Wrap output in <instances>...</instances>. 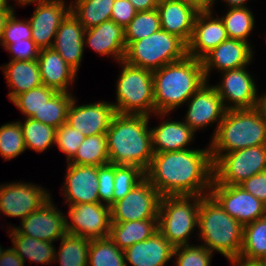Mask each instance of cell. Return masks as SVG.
Listing matches in <instances>:
<instances>
[{
	"mask_svg": "<svg viewBox=\"0 0 266 266\" xmlns=\"http://www.w3.org/2000/svg\"><path fill=\"white\" fill-rule=\"evenodd\" d=\"M145 178L162 196L208 195L213 181L210 147L154 153Z\"/></svg>",
	"mask_w": 266,
	"mask_h": 266,
	"instance_id": "6da1fadb",
	"label": "cell"
},
{
	"mask_svg": "<svg viewBox=\"0 0 266 266\" xmlns=\"http://www.w3.org/2000/svg\"><path fill=\"white\" fill-rule=\"evenodd\" d=\"M149 119L146 115H114L106 132L110 164L133 165L147 171L154 156Z\"/></svg>",
	"mask_w": 266,
	"mask_h": 266,
	"instance_id": "7a4b0ae2",
	"label": "cell"
},
{
	"mask_svg": "<svg viewBox=\"0 0 266 266\" xmlns=\"http://www.w3.org/2000/svg\"><path fill=\"white\" fill-rule=\"evenodd\" d=\"M155 113L166 117L184 104L206 82L202 61L185 56L152 71Z\"/></svg>",
	"mask_w": 266,
	"mask_h": 266,
	"instance_id": "3957f363",
	"label": "cell"
},
{
	"mask_svg": "<svg viewBox=\"0 0 266 266\" xmlns=\"http://www.w3.org/2000/svg\"><path fill=\"white\" fill-rule=\"evenodd\" d=\"M244 226L226 213L210 195L202 196L198 213L199 238L211 252L227 259L240 255Z\"/></svg>",
	"mask_w": 266,
	"mask_h": 266,
	"instance_id": "277c9868",
	"label": "cell"
},
{
	"mask_svg": "<svg viewBox=\"0 0 266 266\" xmlns=\"http://www.w3.org/2000/svg\"><path fill=\"white\" fill-rule=\"evenodd\" d=\"M211 141V158L215 154L266 145V120L256 108L226 110Z\"/></svg>",
	"mask_w": 266,
	"mask_h": 266,
	"instance_id": "5b68a950",
	"label": "cell"
},
{
	"mask_svg": "<svg viewBox=\"0 0 266 266\" xmlns=\"http://www.w3.org/2000/svg\"><path fill=\"white\" fill-rule=\"evenodd\" d=\"M185 56L187 44L178 36L160 29L140 40L126 42L124 61L154 71Z\"/></svg>",
	"mask_w": 266,
	"mask_h": 266,
	"instance_id": "8992f818",
	"label": "cell"
},
{
	"mask_svg": "<svg viewBox=\"0 0 266 266\" xmlns=\"http://www.w3.org/2000/svg\"><path fill=\"white\" fill-rule=\"evenodd\" d=\"M191 200L192 203H191ZM202 196H162L158 213V231L174 246L187 245L189 236L198 227Z\"/></svg>",
	"mask_w": 266,
	"mask_h": 266,
	"instance_id": "52a82bcc",
	"label": "cell"
},
{
	"mask_svg": "<svg viewBox=\"0 0 266 266\" xmlns=\"http://www.w3.org/2000/svg\"><path fill=\"white\" fill-rule=\"evenodd\" d=\"M117 80L116 98L112 103L118 114H155L152 71L129 65L124 60Z\"/></svg>",
	"mask_w": 266,
	"mask_h": 266,
	"instance_id": "ba28073f",
	"label": "cell"
},
{
	"mask_svg": "<svg viewBox=\"0 0 266 266\" xmlns=\"http://www.w3.org/2000/svg\"><path fill=\"white\" fill-rule=\"evenodd\" d=\"M212 184L239 185L251 176L266 171V145L215 154Z\"/></svg>",
	"mask_w": 266,
	"mask_h": 266,
	"instance_id": "9c48e42d",
	"label": "cell"
},
{
	"mask_svg": "<svg viewBox=\"0 0 266 266\" xmlns=\"http://www.w3.org/2000/svg\"><path fill=\"white\" fill-rule=\"evenodd\" d=\"M162 195L144 178L124 198L110 206L111 222L158 219Z\"/></svg>",
	"mask_w": 266,
	"mask_h": 266,
	"instance_id": "30bf717a",
	"label": "cell"
},
{
	"mask_svg": "<svg viewBox=\"0 0 266 266\" xmlns=\"http://www.w3.org/2000/svg\"><path fill=\"white\" fill-rule=\"evenodd\" d=\"M210 195L243 226L266 215V204L239 185L211 184Z\"/></svg>",
	"mask_w": 266,
	"mask_h": 266,
	"instance_id": "8fae6325",
	"label": "cell"
},
{
	"mask_svg": "<svg viewBox=\"0 0 266 266\" xmlns=\"http://www.w3.org/2000/svg\"><path fill=\"white\" fill-rule=\"evenodd\" d=\"M66 232L88 239L107 238L110 233V206L103 203H83L69 206Z\"/></svg>",
	"mask_w": 266,
	"mask_h": 266,
	"instance_id": "7c38bea8",
	"label": "cell"
},
{
	"mask_svg": "<svg viewBox=\"0 0 266 266\" xmlns=\"http://www.w3.org/2000/svg\"><path fill=\"white\" fill-rule=\"evenodd\" d=\"M51 198L41 186L18 182L0 185V213L23 220Z\"/></svg>",
	"mask_w": 266,
	"mask_h": 266,
	"instance_id": "4fadbf2b",
	"label": "cell"
},
{
	"mask_svg": "<svg viewBox=\"0 0 266 266\" xmlns=\"http://www.w3.org/2000/svg\"><path fill=\"white\" fill-rule=\"evenodd\" d=\"M36 2V9L28 19L32 40L40 50L51 48L60 23L70 12V5L66 7L64 0H34L22 5Z\"/></svg>",
	"mask_w": 266,
	"mask_h": 266,
	"instance_id": "5bb4252c",
	"label": "cell"
},
{
	"mask_svg": "<svg viewBox=\"0 0 266 266\" xmlns=\"http://www.w3.org/2000/svg\"><path fill=\"white\" fill-rule=\"evenodd\" d=\"M221 84L214 87L218 91L226 110L256 108L258 94L254 79L246 70V66L222 72ZM227 100V101H226ZM230 101L226 105V103ZM226 102V103H225Z\"/></svg>",
	"mask_w": 266,
	"mask_h": 266,
	"instance_id": "9a60e30c",
	"label": "cell"
},
{
	"mask_svg": "<svg viewBox=\"0 0 266 266\" xmlns=\"http://www.w3.org/2000/svg\"><path fill=\"white\" fill-rule=\"evenodd\" d=\"M188 111L184 122L196 132L211 123H217L215 133L222 121L226 108L223 101L214 86H209L206 82L197 92H195L187 101Z\"/></svg>",
	"mask_w": 266,
	"mask_h": 266,
	"instance_id": "2e32d148",
	"label": "cell"
},
{
	"mask_svg": "<svg viewBox=\"0 0 266 266\" xmlns=\"http://www.w3.org/2000/svg\"><path fill=\"white\" fill-rule=\"evenodd\" d=\"M21 227L14 228L22 235L52 243L67 233L66 216L57 210L51 199L40 209L25 217L21 221Z\"/></svg>",
	"mask_w": 266,
	"mask_h": 266,
	"instance_id": "e0dca14e",
	"label": "cell"
},
{
	"mask_svg": "<svg viewBox=\"0 0 266 266\" xmlns=\"http://www.w3.org/2000/svg\"><path fill=\"white\" fill-rule=\"evenodd\" d=\"M73 98L67 112V124L85 136L106 134L116 114L112 103L97 102L76 106Z\"/></svg>",
	"mask_w": 266,
	"mask_h": 266,
	"instance_id": "ac0fdd59",
	"label": "cell"
},
{
	"mask_svg": "<svg viewBox=\"0 0 266 266\" xmlns=\"http://www.w3.org/2000/svg\"><path fill=\"white\" fill-rule=\"evenodd\" d=\"M212 11H199L194 20L193 34L187 44V55L202 59L212 49L228 39L221 18H214Z\"/></svg>",
	"mask_w": 266,
	"mask_h": 266,
	"instance_id": "d6986e66",
	"label": "cell"
},
{
	"mask_svg": "<svg viewBox=\"0 0 266 266\" xmlns=\"http://www.w3.org/2000/svg\"><path fill=\"white\" fill-rule=\"evenodd\" d=\"M63 196L70 205L99 203L97 167L67 163ZM65 194V195H64Z\"/></svg>",
	"mask_w": 266,
	"mask_h": 266,
	"instance_id": "ffe728a7",
	"label": "cell"
},
{
	"mask_svg": "<svg viewBox=\"0 0 266 266\" xmlns=\"http://www.w3.org/2000/svg\"><path fill=\"white\" fill-rule=\"evenodd\" d=\"M252 50L250 43L226 39L201 59L206 80L213 68L223 72L249 65L253 57Z\"/></svg>",
	"mask_w": 266,
	"mask_h": 266,
	"instance_id": "44dd1931",
	"label": "cell"
},
{
	"mask_svg": "<svg viewBox=\"0 0 266 266\" xmlns=\"http://www.w3.org/2000/svg\"><path fill=\"white\" fill-rule=\"evenodd\" d=\"M161 29L174 34L186 44L193 34L194 20L199 12L193 2L167 0L157 5Z\"/></svg>",
	"mask_w": 266,
	"mask_h": 266,
	"instance_id": "7402d4cb",
	"label": "cell"
},
{
	"mask_svg": "<svg viewBox=\"0 0 266 266\" xmlns=\"http://www.w3.org/2000/svg\"><path fill=\"white\" fill-rule=\"evenodd\" d=\"M85 31L84 27L70 11L60 23L51 47L76 72L79 70L83 57Z\"/></svg>",
	"mask_w": 266,
	"mask_h": 266,
	"instance_id": "603a6c76",
	"label": "cell"
},
{
	"mask_svg": "<svg viewBox=\"0 0 266 266\" xmlns=\"http://www.w3.org/2000/svg\"><path fill=\"white\" fill-rule=\"evenodd\" d=\"M174 246L156 231L148 239L124 250L126 266H165L173 258Z\"/></svg>",
	"mask_w": 266,
	"mask_h": 266,
	"instance_id": "cb8c5ba5",
	"label": "cell"
},
{
	"mask_svg": "<svg viewBox=\"0 0 266 266\" xmlns=\"http://www.w3.org/2000/svg\"><path fill=\"white\" fill-rule=\"evenodd\" d=\"M84 43L101 55H111L118 62L124 60L126 42L124 29L114 21L107 20L89 28L84 34Z\"/></svg>",
	"mask_w": 266,
	"mask_h": 266,
	"instance_id": "d4e9b609",
	"label": "cell"
},
{
	"mask_svg": "<svg viewBox=\"0 0 266 266\" xmlns=\"http://www.w3.org/2000/svg\"><path fill=\"white\" fill-rule=\"evenodd\" d=\"M38 65L42 84L57 92L69 93V85L74 82L77 72L52 48L41 49ZM71 82V83H70Z\"/></svg>",
	"mask_w": 266,
	"mask_h": 266,
	"instance_id": "484cf974",
	"label": "cell"
},
{
	"mask_svg": "<svg viewBox=\"0 0 266 266\" xmlns=\"http://www.w3.org/2000/svg\"><path fill=\"white\" fill-rule=\"evenodd\" d=\"M150 130L154 153L189 149L187 145L195 135V132L184 121H169L168 119Z\"/></svg>",
	"mask_w": 266,
	"mask_h": 266,
	"instance_id": "4316f807",
	"label": "cell"
},
{
	"mask_svg": "<svg viewBox=\"0 0 266 266\" xmlns=\"http://www.w3.org/2000/svg\"><path fill=\"white\" fill-rule=\"evenodd\" d=\"M0 68L4 72L9 87L12 89L8 94L10 101L17 95L42 85L37 60L10 61Z\"/></svg>",
	"mask_w": 266,
	"mask_h": 266,
	"instance_id": "83f0119b",
	"label": "cell"
},
{
	"mask_svg": "<svg viewBox=\"0 0 266 266\" xmlns=\"http://www.w3.org/2000/svg\"><path fill=\"white\" fill-rule=\"evenodd\" d=\"M158 231V219L111 222L109 238L121 249L144 241Z\"/></svg>",
	"mask_w": 266,
	"mask_h": 266,
	"instance_id": "f1b7e54d",
	"label": "cell"
},
{
	"mask_svg": "<svg viewBox=\"0 0 266 266\" xmlns=\"http://www.w3.org/2000/svg\"><path fill=\"white\" fill-rule=\"evenodd\" d=\"M13 228V229H12ZM10 229L13 249L17 255L25 262V257L33 262L49 265L55 262V247L52 242H46L28 235L20 234L14 227Z\"/></svg>",
	"mask_w": 266,
	"mask_h": 266,
	"instance_id": "f546056e",
	"label": "cell"
},
{
	"mask_svg": "<svg viewBox=\"0 0 266 266\" xmlns=\"http://www.w3.org/2000/svg\"><path fill=\"white\" fill-rule=\"evenodd\" d=\"M114 2L115 0H75L70 5V11L87 30L111 19Z\"/></svg>",
	"mask_w": 266,
	"mask_h": 266,
	"instance_id": "4dcf8cb0",
	"label": "cell"
},
{
	"mask_svg": "<svg viewBox=\"0 0 266 266\" xmlns=\"http://www.w3.org/2000/svg\"><path fill=\"white\" fill-rule=\"evenodd\" d=\"M67 163L96 167L109 164L106 134L85 136L77 153Z\"/></svg>",
	"mask_w": 266,
	"mask_h": 266,
	"instance_id": "1f68e13d",
	"label": "cell"
},
{
	"mask_svg": "<svg viewBox=\"0 0 266 266\" xmlns=\"http://www.w3.org/2000/svg\"><path fill=\"white\" fill-rule=\"evenodd\" d=\"M60 240L55 262L59 261L60 266H88L90 239L66 233Z\"/></svg>",
	"mask_w": 266,
	"mask_h": 266,
	"instance_id": "d6a6232c",
	"label": "cell"
},
{
	"mask_svg": "<svg viewBox=\"0 0 266 266\" xmlns=\"http://www.w3.org/2000/svg\"><path fill=\"white\" fill-rule=\"evenodd\" d=\"M239 256L257 261L266 256V215L244 225L243 243Z\"/></svg>",
	"mask_w": 266,
	"mask_h": 266,
	"instance_id": "836d02e7",
	"label": "cell"
},
{
	"mask_svg": "<svg viewBox=\"0 0 266 266\" xmlns=\"http://www.w3.org/2000/svg\"><path fill=\"white\" fill-rule=\"evenodd\" d=\"M88 266H126L124 250L109 237L90 239Z\"/></svg>",
	"mask_w": 266,
	"mask_h": 266,
	"instance_id": "e575fe53",
	"label": "cell"
},
{
	"mask_svg": "<svg viewBox=\"0 0 266 266\" xmlns=\"http://www.w3.org/2000/svg\"><path fill=\"white\" fill-rule=\"evenodd\" d=\"M73 98L70 93L56 92L31 118L58 129L67 122V112Z\"/></svg>",
	"mask_w": 266,
	"mask_h": 266,
	"instance_id": "d590c367",
	"label": "cell"
},
{
	"mask_svg": "<svg viewBox=\"0 0 266 266\" xmlns=\"http://www.w3.org/2000/svg\"><path fill=\"white\" fill-rule=\"evenodd\" d=\"M19 123L22 127L26 149L43 152L55 144L56 129L52 126L33 118H25L24 123L21 121Z\"/></svg>",
	"mask_w": 266,
	"mask_h": 266,
	"instance_id": "8d00e7d4",
	"label": "cell"
},
{
	"mask_svg": "<svg viewBox=\"0 0 266 266\" xmlns=\"http://www.w3.org/2000/svg\"><path fill=\"white\" fill-rule=\"evenodd\" d=\"M230 39L249 43L248 36L254 28V16L248 7L229 8L227 13L220 17Z\"/></svg>",
	"mask_w": 266,
	"mask_h": 266,
	"instance_id": "74e56055",
	"label": "cell"
},
{
	"mask_svg": "<svg viewBox=\"0 0 266 266\" xmlns=\"http://www.w3.org/2000/svg\"><path fill=\"white\" fill-rule=\"evenodd\" d=\"M160 29V17L157 8L149 11H138L124 28L125 42L140 40Z\"/></svg>",
	"mask_w": 266,
	"mask_h": 266,
	"instance_id": "f35d334b",
	"label": "cell"
},
{
	"mask_svg": "<svg viewBox=\"0 0 266 266\" xmlns=\"http://www.w3.org/2000/svg\"><path fill=\"white\" fill-rule=\"evenodd\" d=\"M26 150L22 127L11 122L0 127V155L5 161L13 159Z\"/></svg>",
	"mask_w": 266,
	"mask_h": 266,
	"instance_id": "ab89813d",
	"label": "cell"
},
{
	"mask_svg": "<svg viewBox=\"0 0 266 266\" xmlns=\"http://www.w3.org/2000/svg\"><path fill=\"white\" fill-rule=\"evenodd\" d=\"M56 92L55 89L42 84L28 92L17 95L11 102L19 108L26 118H31L35 113H39L45 102Z\"/></svg>",
	"mask_w": 266,
	"mask_h": 266,
	"instance_id": "60d3db41",
	"label": "cell"
},
{
	"mask_svg": "<svg viewBox=\"0 0 266 266\" xmlns=\"http://www.w3.org/2000/svg\"><path fill=\"white\" fill-rule=\"evenodd\" d=\"M144 178L145 172L138 166L115 165L113 203L124 198Z\"/></svg>",
	"mask_w": 266,
	"mask_h": 266,
	"instance_id": "b9f144b4",
	"label": "cell"
},
{
	"mask_svg": "<svg viewBox=\"0 0 266 266\" xmlns=\"http://www.w3.org/2000/svg\"><path fill=\"white\" fill-rule=\"evenodd\" d=\"M213 252L203 245H183L174 248L176 266H210Z\"/></svg>",
	"mask_w": 266,
	"mask_h": 266,
	"instance_id": "7bdbcfd3",
	"label": "cell"
},
{
	"mask_svg": "<svg viewBox=\"0 0 266 266\" xmlns=\"http://www.w3.org/2000/svg\"><path fill=\"white\" fill-rule=\"evenodd\" d=\"M84 138V134L64 123L56 129L55 144L67 155V161L69 162L77 153V149Z\"/></svg>",
	"mask_w": 266,
	"mask_h": 266,
	"instance_id": "ee69618b",
	"label": "cell"
},
{
	"mask_svg": "<svg viewBox=\"0 0 266 266\" xmlns=\"http://www.w3.org/2000/svg\"><path fill=\"white\" fill-rule=\"evenodd\" d=\"M24 39H32L31 24L29 20H18L15 16V11H13L5 24L0 45L5 48L14 41H24Z\"/></svg>",
	"mask_w": 266,
	"mask_h": 266,
	"instance_id": "f6af8a7d",
	"label": "cell"
},
{
	"mask_svg": "<svg viewBox=\"0 0 266 266\" xmlns=\"http://www.w3.org/2000/svg\"><path fill=\"white\" fill-rule=\"evenodd\" d=\"M115 164L97 167L99 203L111 206L113 204Z\"/></svg>",
	"mask_w": 266,
	"mask_h": 266,
	"instance_id": "bcb514c9",
	"label": "cell"
},
{
	"mask_svg": "<svg viewBox=\"0 0 266 266\" xmlns=\"http://www.w3.org/2000/svg\"><path fill=\"white\" fill-rule=\"evenodd\" d=\"M5 50H8L10 53L12 52L10 61L38 60L40 51L32 39L14 41L12 44H8Z\"/></svg>",
	"mask_w": 266,
	"mask_h": 266,
	"instance_id": "7dc6e473",
	"label": "cell"
},
{
	"mask_svg": "<svg viewBox=\"0 0 266 266\" xmlns=\"http://www.w3.org/2000/svg\"><path fill=\"white\" fill-rule=\"evenodd\" d=\"M137 12L129 0H115L111 11V20L124 29Z\"/></svg>",
	"mask_w": 266,
	"mask_h": 266,
	"instance_id": "c3c4849f",
	"label": "cell"
},
{
	"mask_svg": "<svg viewBox=\"0 0 266 266\" xmlns=\"http://www.w3.org/2000/svg\"><path fill=\"white\" fill-rule=\"evenodd\" d=\"M239 186L266 204V171L251 176Z\"/></svg>",
	"mask_w": 266,
	"mask_h": 266,
	"instance_id": "681fc988",
	"label": "cell"
},
{
	"mask_svg": "<svg viewBox=\"0 0 266 266\" xmlns=\"http://www.w3.org/2000/svg\"><path fill=\"white\" fill-rule=\"evenodd\" d=\"M24 263L12 247L6 249L0 259V266H24Z\"/></svg>",
	"mask_w": 266,
	"mask_h": 266,
	"instance_id": "f907efd6",
	"label": "cell"
},
{
	"mask_svg": "<svg viewBox=\"0 0 266 266\" xmlns=\"http://www.w3.org/2000/svg\"><path fill=\"white\" fill-rule=\"evenodd\" d=\"M137 11H149L157 8L154 0H129Z\"/></svg>",
	"mask_w": 266,
	"mask_h": 266,
	"instance_id": "816d5d0a",
	"label": "cell"
},
{
	"mask_svg": "<svg viewBox=\"0 0 266 266\" xmlns=\"http://www.w3.org/2000/svg\"><path fill=\"white\" fill-rule=\"evenodd\" d=\"M13 11L14 9L12 8V6H5L0 8V40L2 38L7 19Z\"/></svg>",
	"mask_w": 266,
	"mask_h": 266,
	"instance_id": "f5cc1de1",
	"label": "cell"
},
{
	"mask_svg": "<svg viewBox=\"0 0 266 266\" xmlns=\"http://www.w3.org/2000/svg\"><path fill=\"white\" fill-rule=\"evenodd\" d=\"M228 260L232 263L233 266H262L261 263L257 260H248L240 256L230 258Z\"/></svg>",
	"mask_w": 266,
	"mask_h": 266,
	"instance_id": "db71d44e",
	"label": "cell"
},
{
	"mask_svg": "<svg viewBox=\"0 0 266 266\" xmlns=\"http://www.w3.org/2000/svg\"><path fill=\"white\" fill-rule=\"evenodd\" d=\"M216 0H195L193 4L198 11H211Z\"/></svg>",
	"mask_w": 266,
	"mask_h": 266,
	"instance_id": "11a10c76",
	"label": "cell"
},
{
	"mask_svg": "<svg viewBox=\"0 0 266 266\" xmlns=\"http://www.w3.org/2000/svg\"><path fill=\"white\" fill-rule=\"evenodd\" d=\"M256 109L259 111L260 115L266 120V94L262 97L258 96Z\"/></svg>",
	"mask_w": 266,
	"mask_h": 266,
	"instance_id": "9f6ffc18",
	"label": "cell"
},
{
	"mask_svg": "<svg viewBox=\"0 0 266 266\" xmlns=\"http://www.w3.org/2000/svg\"><path fill=\"white\" fill-rule=\"evenodd\" d=\"M230 8L247 7L245 5L248 0H223Z\"/></svg>",
	"mask_w": 266,
	"mask_h": 266,
	"instance_id": "6f0895ef",
	"label": "cell"
},
{
	"mask_svg": "<svg viewBox=\"0 0 266 266\" xmlns=\"http://www.w3.org/2000/svg\"><path fill=\"white\" fill-rule=\"evenodd\" d=\"M5 6H11L8 4L7 0H0V8L5 7Z\"/></svg>",
	"mask_w": 266,
	"mask_h": 266,
	"instance_id": "680465c9",
	"label": "cell"
},
{
	"mask_svg": "<svg viewBox=\"0 0 266 266\" xmlns=\"http://www.w3.org/2000/svg\"><path fill=\"white\" fill-rule=\"evenodd\" d=\"M262 266H266V256L259 260Z\"/></svg>",
	"mask_w": 266,
	"mask_h": 266,
	"instance_id": "91938a15",
	"label": "cell"
},
{
	"mask_svg": "<svg viewBox=\"0 0 266 266\" xmlns=\"http://www.w3.org/2000/svg\"><path fill=\"white\" fill-rule=\"evenodd\" d=\"M30 1H34V0H17L18 4L22 5L26 2H30Z\"/></svg>",
	"mask_w": 266,
	"mask_h": 266,
	"instance_id": "94428289",
	"label": "cell"
},
{
	"mask_svg": "<svg viewBox=\"0 0 266 266\" xmlns=\"http://www.w3.org/2000/svg\"><path fill=\"white\" fill-rule=\"evenodd\" d=\"M4 251H5V249H3V248L0 246V259H1L2 255H3Z\"/></svg>",
	"mask_w": 266,
	"mask_h": 266,
	"instance_id": "6125c7cd",
	"label": "cell"
},
{
	"mask_svg": "<svg viewBox=\"0 0 266 266\" xmlns=\"http://www.w3.org/2000/svg\"><path fill=\"white\" fill-rule=\"evenodd\" d=\"M155 2H156V4L158 5V4H160V3H162V2H165V1H167V0H154Z\"/></svg>",
	"mask_w": 266,
	"mask_h": 266,
	"instance_id": "be15d7a7",
	"label": "cell"
}]
</instances>
